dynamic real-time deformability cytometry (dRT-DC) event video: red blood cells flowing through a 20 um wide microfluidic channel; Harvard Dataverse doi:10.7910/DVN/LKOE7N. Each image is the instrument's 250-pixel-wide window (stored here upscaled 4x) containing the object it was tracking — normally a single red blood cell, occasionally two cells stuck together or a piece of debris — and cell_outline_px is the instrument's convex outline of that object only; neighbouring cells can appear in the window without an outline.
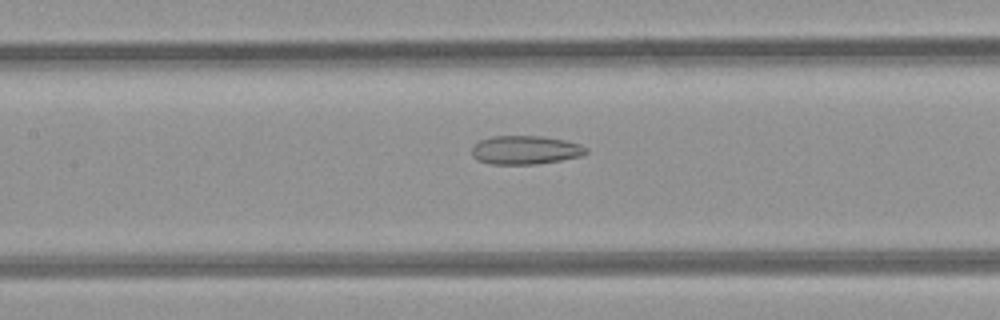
{"species": "common noctule bat (a hibernating species)", "species_latin": "Nyctalus noctula", "temperature_condition": "room temperature", "stored_images_in_passage": 42, "camera_frame_rate_fps": 3000, "um_per_image_px": 0.085, "animal": {"sex": "female", "body_mass_g": 21.9}, "frame": {"image": 1, "passage_image": 16, "time_ms": 5.0, "image_size_px": [1000, 320], "cell_outline_px": [[588, 152], [580, 156], [560, 160], [536, 164], [492, 164], [476, 160], [472, 156], [472, 148], [480, 140], [492, 136], [544, 136], [564, 140], [580, 144], [588, 148]], "centroid_in_image_um": [44.65, 12.75], "position_along_channel_um": 162.7, "area_um2": 19.07}}
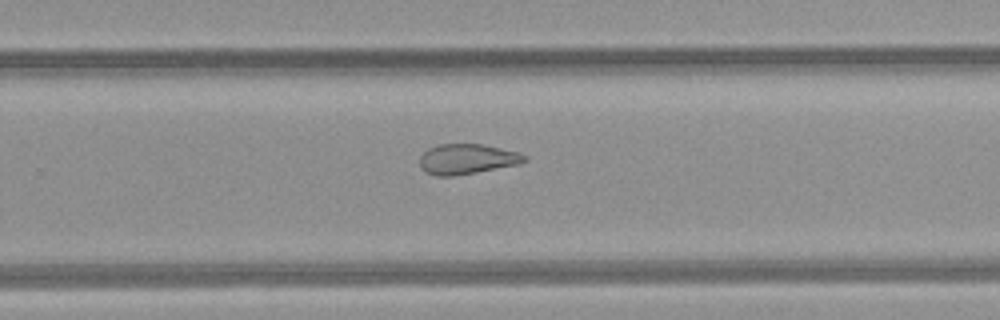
{"frame": {"image": 2, "passage_image": 25, "time_ms": 8.0, "image_size_px": [1000, 320], "cell_outline_px": [[528, 160], [520, 164], [476, 172], [452, 176], [436, 176], [424, 172], [420, 168], [420, 156], [428, 148], [436, 144], [484, 144], [516, 152], [528, 156]], "centroid_in_image_um": [39.67, 13.52], "position_along_channel_um": 290.1, "area_um2": 18.55}}
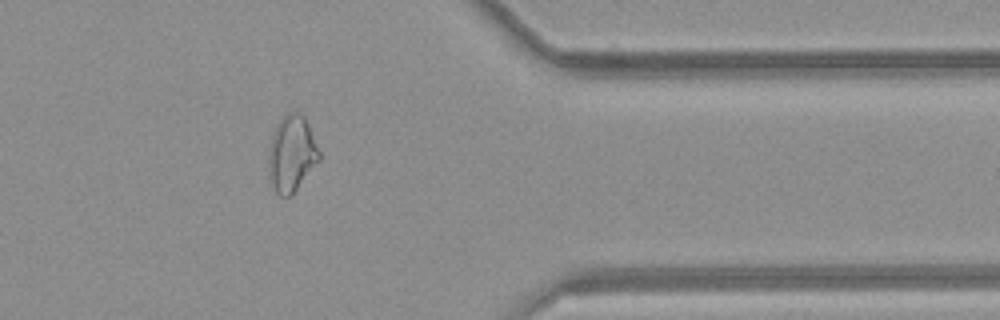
{"frame": {"image": 3, "passage_image": 33, "time_ms": 10.667, "image_size_px": [1000, 320], "cell_outline_px": [[320, 160], [292, 196], [280, 196], [276, 192], [272, 184], [268, 164], [268, 156], [272, 136], [276, 124], [288, 112], [296, 112], [304, 116], [308, 124], [320, 152]], "centroid_in_image_um": [24.8, 13.08], "position_along_channel_um": 386.6, "area_um2": 22.37}, "authors_computed_cell_mechanics": {"area_um2": 21.964, "velocity_mm_per_s": 4.2665, "shape_relaxation_time_tau1_ms": null, "shape_relaxation_time_tau2_ms": 3.2931, "deformation_change_tau1": null, "deformation_change_tau2": 0.1185}}